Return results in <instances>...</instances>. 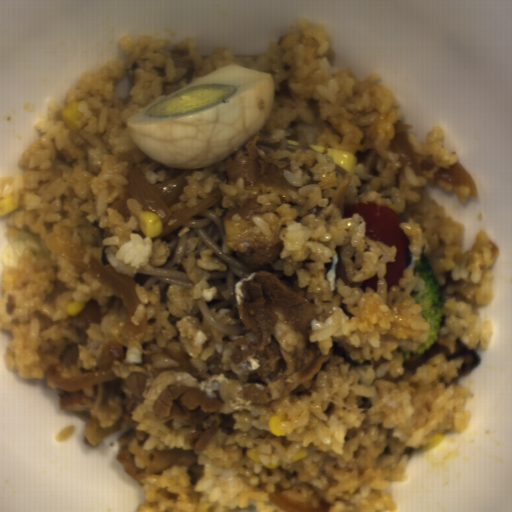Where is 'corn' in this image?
I'll use <instances>...</instances> for the list:
<instances>
[{
	"label": "corn",
	"instance_id": "1",
	"mask_svg": "<svg viewBox=\"0 0 512 512\" xmlns=\"http://www.w3.org/2000/svg\"><path fill=\"white\" fill-rule=\"evenodd\" d=\"M138 227L146 238H156L164 230V222L157 214L150 211H142L138 217Z\"/></svg>",
	"mask_w": 512,
	"mask_h": 512
},
{
	"label": "corn",
	"instance_id": "2",
	"mask_svg": "<svg viewBox=\"0 0 512 512\" xmlns=\"http://www.w3.org/2000/svg\"><path fill=\"white\" fill-rule=\"evenodd\" d=\"M79 102H71L62 108V121L71 131L79 132L88 122L89 119L80 111Z\"/></svg>",
	"mask_w": 512,
	"mask_h": 512
},
{
	"label": "corn",
	"instance_id": "3",
	"mask_svg": "<svg viewBox=\"0 0 512 512\" xmlns=\"http://www.w3.org/2000/svg\"><path fill=\"white\" fill-rule=\"evenodd\" d=\"M268 427L271 434L275 437H284L287 433V428L275 414L269 418Z\"/></svg>",
	"mask_w": 512,
	"mask_h": 512
},
{
	"label": "corn",
	"instance_id": "4",
	"mask_svg": "<svg viewBox=\"0 0 512 512\" xmlns=\"http://www.w3.org/2000/svg\"><path fill=\"white\" fill-rule=\"evenodd\" d=\"M246 454H247V457L251 458L252 460L256 461L257 463H259L260 465H262L263 467H267V468H271V469H278L280 468L281 464L277 463V462H270L268 464H264L262 463L261 459H260V451L258 448H247V451H246Z\"/></svg>",
	"mask_w": 512,
	"mask_h": 512
},
{
	"label": "corn",
	"instance_id": "5",
	"mask_svg": "<svg viewBox=\"0 0 512 512\" xmlns=\"http://www.w3.org/2000/svg\"><path fill=\"white\" fill-rule=\"evenodd\" d=\"M19 209V205L13 203L11 195L0 198V217Z\"/></svg>",
	"mask_w": 512,
	"mask_h": 512
},
{
	"label": "corn",
	"instance_id": "6",
	"mask_svg": "<svg viewBox=\"0 0 512 512\" xmlns=\"http://www.w3.org/2000/svg\"><path fill=\"white\" fill-rule=\"evenodd\" d=\"M86 306L87 303H68L66 307V313L74 317L81 314Z\"/></svg>",
	"mask_w": 512,
	"mask_h": 512
},
{
	"label": "corn",
	"instance_id": "7",
	"mask_svg": "<svg viewBox=\"0 0 512 512\" xmlns=\"http://www.w3.org/2000/svg\"><path fill=\"white\" fill-rule=\"evenodd\" d=\"M443 439H444V437H443V434L441 432H434L432 437H431V445H422V447H424V449H427V450L428 449H433L438 444H440Z\"/></svg>",
	"mask_w": 512,
	"mask_h": 512
},
{
	"label": "corn",
	"instance_id": "8",
	"mask_svg": "<svg viewBox=\"0 0 512 512\" xmlns=\"http://www.w3.org/2000/svg\"><path fill=\"white\" fill-rule=\"evenodd\" d=\"M309 449L307 446H301L291 457V462H297L306 455H308Z\"/></svg>",
	"mask_w": 512,
	"mask_h": 512
}]
</instances>
